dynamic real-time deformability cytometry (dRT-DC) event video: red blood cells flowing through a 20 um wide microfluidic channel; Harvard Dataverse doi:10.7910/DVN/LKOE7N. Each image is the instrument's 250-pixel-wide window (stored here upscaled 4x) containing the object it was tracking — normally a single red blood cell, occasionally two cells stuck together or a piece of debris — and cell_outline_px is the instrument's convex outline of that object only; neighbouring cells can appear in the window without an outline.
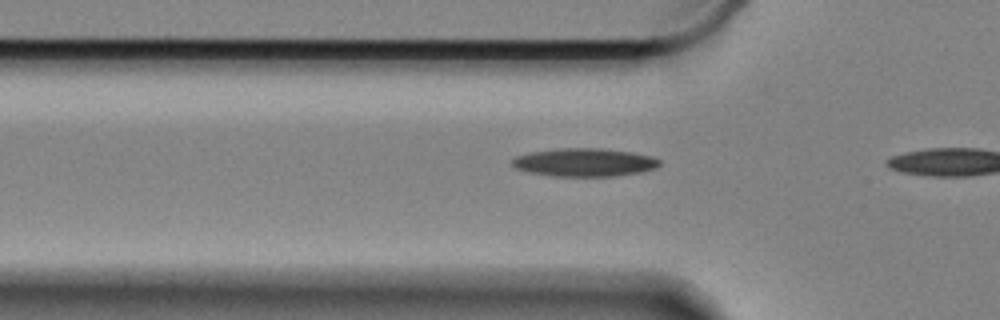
{"species": "Egyptian fruit bat (a non-hibernating species)", "species_latin": "Rousettus aegyptiacus", "temperature_condition": "cold", "stored_images_in_passage": 4, "camera_frame_rate_fps": 3000, "um_per_image_px": 0.085, "animal": {"sex": "female"}, "frame": {"image": 1, "passage_image": 3, "time_ms": 0.667, "image_size_px": [1000, 320], "cell_outline_px": [[660, 164], [656, 168], [640, 172], [616, 176], [552, 176], [528, 172], [516, 168], [512, 164], [512, 160], [516, 156], [532, 152], [564, 148], [600, 148], [632, 152], [652, 156], [660, 160]], "centroid_in_image_um": [49.7, 13.8], "position_along_channel_um": 76.1, "area_um2": 24.1}}